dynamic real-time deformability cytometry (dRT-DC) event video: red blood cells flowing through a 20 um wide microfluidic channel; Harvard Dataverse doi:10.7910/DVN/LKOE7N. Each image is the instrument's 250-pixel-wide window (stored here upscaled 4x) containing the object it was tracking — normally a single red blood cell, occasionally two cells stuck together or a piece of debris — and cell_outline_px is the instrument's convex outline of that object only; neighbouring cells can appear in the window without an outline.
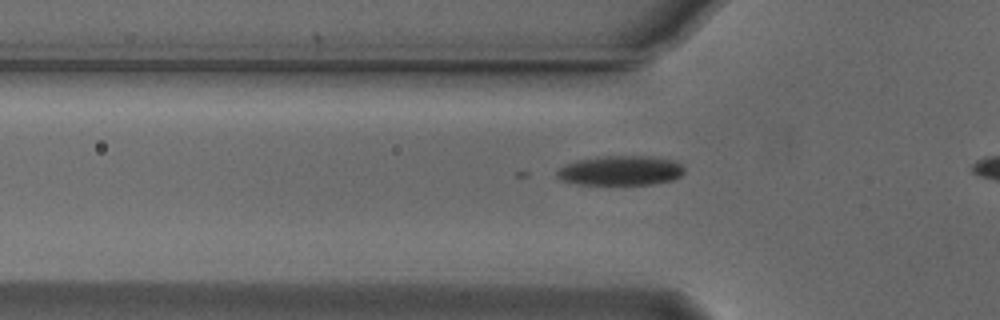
{"species": "Egyptian fruit bat (a non-hibernating species)", "species_latin": "Rousettus aegyptiacus", "temperature_condition": "cold", "stored_images_in_passage": 38, "camera_frame_rate_fps": 3000, "um_per_image_px": 0.085, "animal": {"sex": "male"}, "frame": {"image": 1, "passage_image": 11, "time_ms": 3.333, "image_size_px": [1000, 320], "cell_outline_px": [[684, 172], [680, 176], [672, 180], [652, 184], [576, 184], [560, 180], [556, 176], [556, 172], [560, 168], [568, 164], [580, 160], [608, 156], [648, 156], [672, 160], [680, 164], [684, 168]], "centroid_in_image_um": [52.76, 14.51], "position_along_channel_um": 73.0, "area_um2": 21.68}}
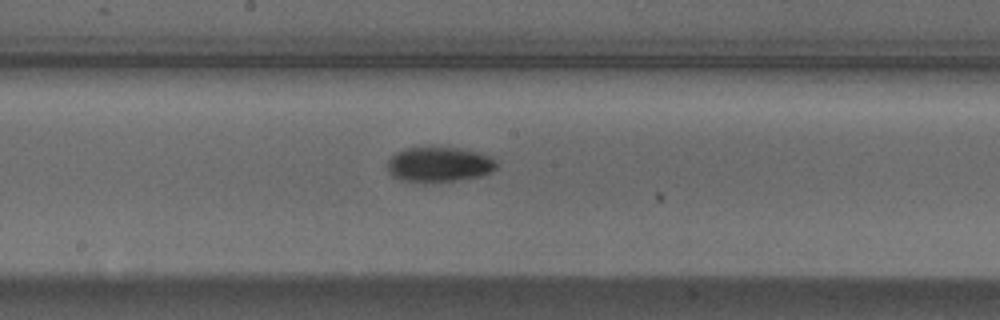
{"frame": {"image": 2, "passage_image": 22, "time_ms": 7.0, "image_size_px": [1000, 320], "cell_outline_px": [[500, 164], [492, 172], [480, 176], [456, 180], [424, 184], [400, 180], [392, 176], [388, 172], [388, 160], [396, 152], [404, 148], [456, 148], [480, 152], [496, 160]], "centroid_in_image_um": [37.32, 14.01], "position_along_channel_um": 210.9, "area_um2": 22.6}}
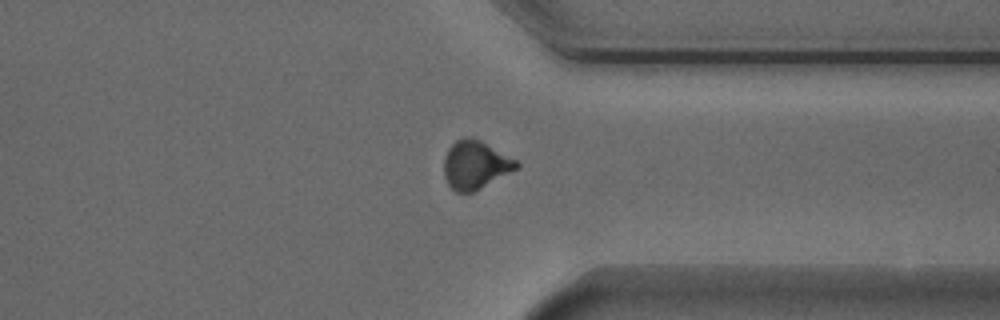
{"frame": {"image": 3, "passage_image": 35, "time_ms": 11.333, "image_size_px": [1000, 320], "cell_outline_px": [[520, 168], [472, 192], [456, 192], [448, 184], [444, 176], [444, 156], [448, 148], [456, 140], [464, 136], [468, 136], [480, 140], [516, 160], [520, 164]], "centroid_in_image_um": [40.39, 14.0], "position_along_channel_um": 371.0, "area_um2": 20.4}}